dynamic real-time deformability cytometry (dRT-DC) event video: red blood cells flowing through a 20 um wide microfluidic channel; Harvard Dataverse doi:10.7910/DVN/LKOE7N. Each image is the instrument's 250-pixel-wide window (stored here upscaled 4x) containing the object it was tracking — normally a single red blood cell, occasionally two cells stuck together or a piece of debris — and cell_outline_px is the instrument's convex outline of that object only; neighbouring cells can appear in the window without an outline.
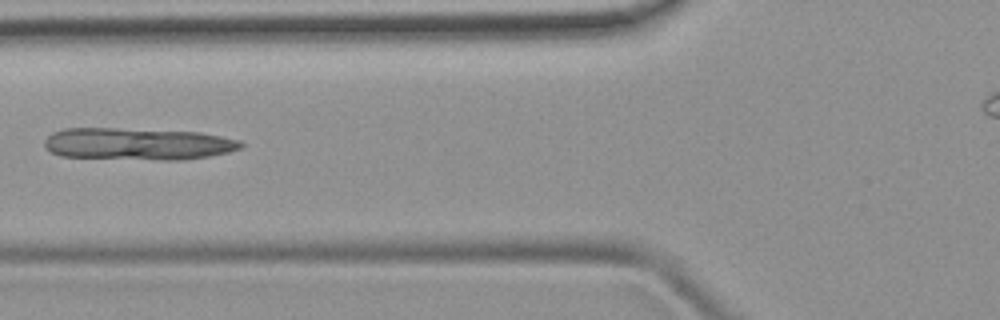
{"species": "common noctule bat (a hibernating species)", "species_latin": "Nyctalus noctula", "temperature_condition": "room temperature", "stored_images_in_passage": 2, "camera_frame_rate_fps": 3000, "um_per_image_px": 0.085, "animal": {"sex": "female", "body_mass_g": 19.9}, "frame": {"image": 1, "passage_image": 2, "time_ms": 1.0, "image_size_px": [1000, 320], "cell_outline_px": [[244, 144], [240, 148], [228, 152], [208, 156], [184, 160], [160, 160], [60, 156], [52, 152], [44, 144], [44, 140], [52, 132], [64, 128], [116, 128], [200, 132], [240, 140]], "centroid_in_image_um": [11.71, 12.23], "position_along_channel_um": 114.1, "area_um2": 36.7}}